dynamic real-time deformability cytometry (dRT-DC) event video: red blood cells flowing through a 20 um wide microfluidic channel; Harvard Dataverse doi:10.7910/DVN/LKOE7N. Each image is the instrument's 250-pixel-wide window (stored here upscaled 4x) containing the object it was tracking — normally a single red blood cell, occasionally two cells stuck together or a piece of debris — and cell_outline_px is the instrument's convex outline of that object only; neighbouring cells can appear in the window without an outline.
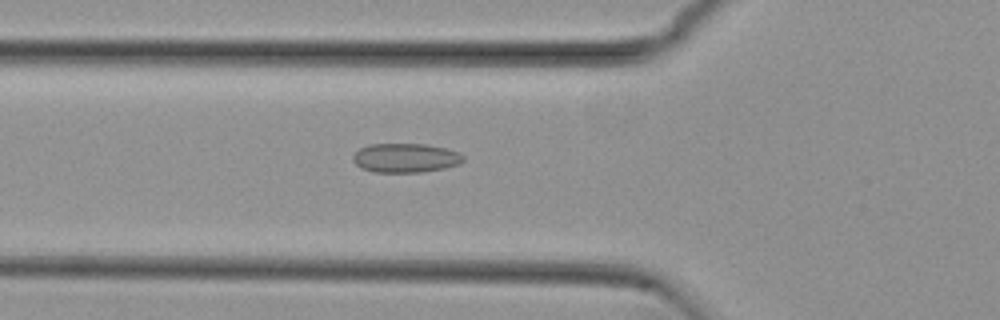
{"species": "common noctule bat (a hibernating species)", "species_latin": "Nyctalus noctula", "temperature_condition": "cold", "stored_images_in_passage": 26, "camera_frame_rate_fps": 3000, "um_per_image_px": 0.085, "animal": {"sex": "female", "body_mass_g": 29.2, "forearm_length_mm": 56.3}, "frame": {"image": 1, "passage_image": 4, "time_ms": 1.0, "image_size_px": [1000, 320], "cell_outline_px": [[464, 160], [460, 164], [444, 168], [420, 172], [372, 172], [356, 164], [352, 160], [352, 156], [360, 148], [368, 144], [424, 144], [444, 148], [460, 152], [464, 156]], "centroid_in_image_um": [34.48, 13.42], "position_along_channel_um": 91.3, "area_um2": 18.73}}
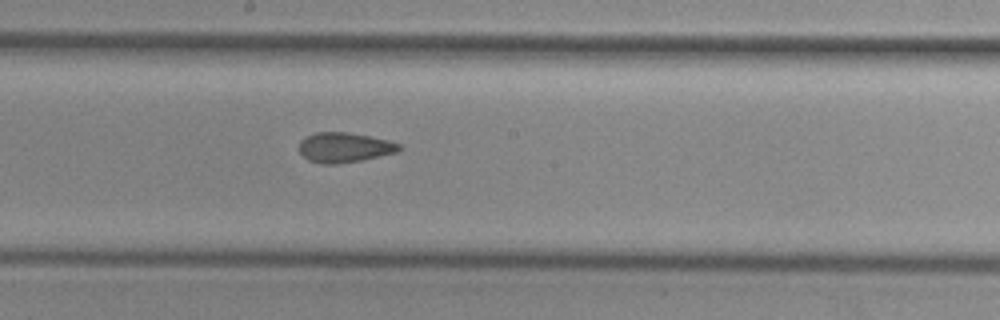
{"frame": {"image": 2, "passage_image": 14, "time_ms": 4.333, "image_size_px": [1000, 320], "cell_outline_px": [[404, 148], [396, 152], [364, 160], [336, 164], [320, 164], [308, 160], [300, 152], [300, 140], [316, 132], [348, 132], [388, 140], [400, 144]], "centroid_in_image_um": [29.29, 12.54], "position_along_channel_um": 218.9, "area_um2": 17.46}}
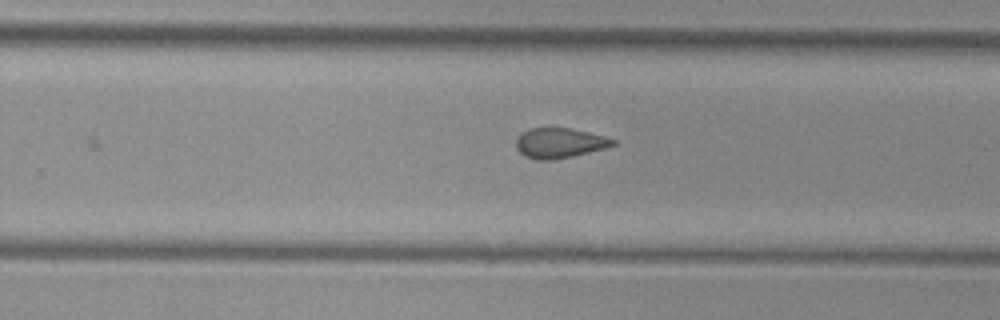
{"frame": {"image": 3, "passage_image": 19, "time_ms": 6.0, "image_size_px": [1000, 320], "cell_outline_px": [[616, 144], [604, 148], [572, 156], [552, 160], [536, 160], [524, 156], [516, 148], [516, 136], [520, 132], [528, 128], [568, 128], [588, 132], [604, 136], [616, 140]], "centroid_in_image_um": [47.5, 12.15], "position_along_channel_um": 282.3, "area_um2": 16.99}, "authors_computed_cell_mechanics": {"area_um2": 17.4845, "velocity_mm_per_s": 3.8071, "shape_relaxation_time_tau1_ms": null, "shape_relaxation_time_tau2_ms": 2.5694, "deformation_change_tau1": null, "deformation_change_tau2": 0.0807}}